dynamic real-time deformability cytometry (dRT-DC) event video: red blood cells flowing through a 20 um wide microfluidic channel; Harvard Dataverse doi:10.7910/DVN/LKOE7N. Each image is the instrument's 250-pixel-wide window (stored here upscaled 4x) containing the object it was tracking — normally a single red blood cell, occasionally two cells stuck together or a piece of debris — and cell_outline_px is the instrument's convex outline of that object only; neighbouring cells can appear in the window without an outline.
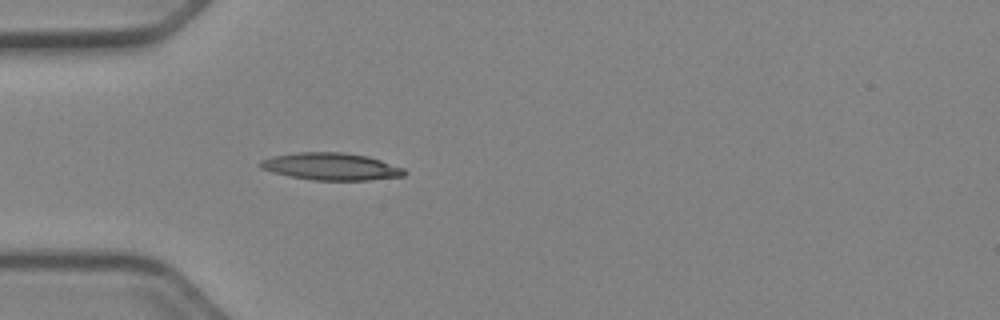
{"species": "Egyptian fruit bat (a non-hibernating species)", "species_latin": "Rousettus aegyptiacus", "temperature_condition": "cold", "stored_images_in_passage": 37, "camera_frame_rate_fps": 3000, "um_per_image_px": 0.085, "animal": {"sex": "female"}, "frame": {"image": 1, "passage_image": 1, "time_ms": 0.0, "image_size_px": [1000, 320], "cell_outline_px": [[408, 172], [404, 176], [368, 180], [312, 180], [292, 176], [260, 168], [256, 164], [260, 160], [272, 156], [296, 152], [340, 152], [368, 156], [404, 168]], "centroid_in_image_um": [28.14, 14.14], "position_along_channel_um": 56.9, "area_um2": 22.83}}
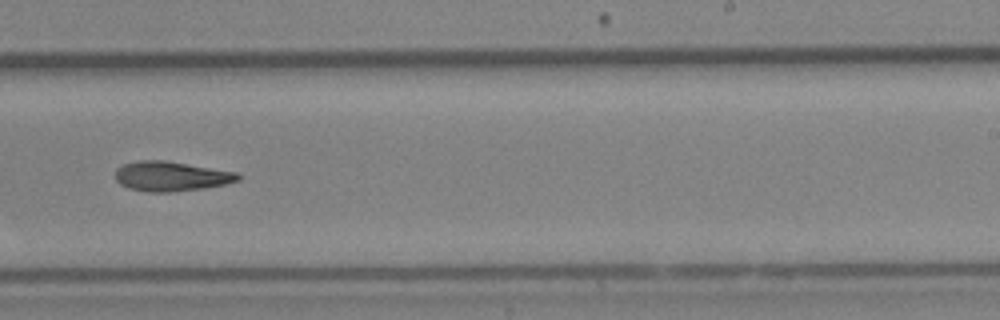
{"frame": {"image": 2, "passage_image": 18, "time_ms": 5.667, "image_size_px": [1000, 320], "cell_outline_px": [[240, 180], [224, 184], [204, 188], [172, 192], [148, 192], [128, 188], [120, 184], [116, 180], [116, 168], [124, 164], [136, 160], [164, 160], [240, 172]], "centroid_in_image_um": [14.55, 14.98], "position_along_channel_um": 274.4, "area_um2": 21.44}}
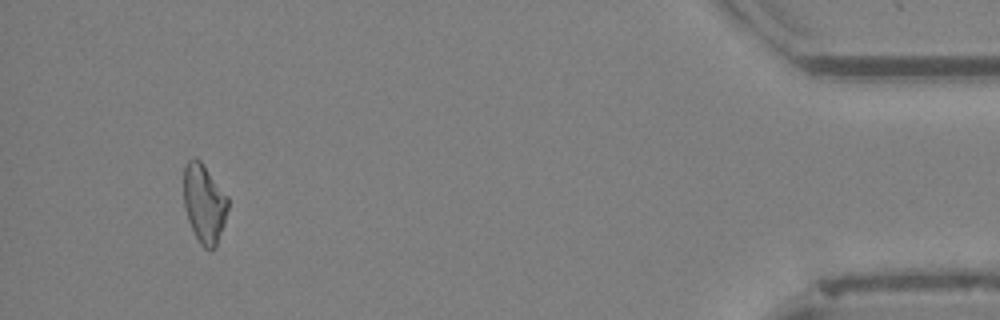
{"frame": {"image": 3, "passage_image": 34, "time_ms": 11.0, "image_size_px": [1000, 320], "cell_outline_px": [[228, 208], [224, 224], [216, 248], [204, 248], [200, 244], [188, 220], [184, 208], [184, 164], [192, 156], [196, 156], [200, 160], [228, 196]], "centroid_in_image_um": [17.35, 17.26], "position_along_channel_um": 417.8, "area_um2": 20.46}}